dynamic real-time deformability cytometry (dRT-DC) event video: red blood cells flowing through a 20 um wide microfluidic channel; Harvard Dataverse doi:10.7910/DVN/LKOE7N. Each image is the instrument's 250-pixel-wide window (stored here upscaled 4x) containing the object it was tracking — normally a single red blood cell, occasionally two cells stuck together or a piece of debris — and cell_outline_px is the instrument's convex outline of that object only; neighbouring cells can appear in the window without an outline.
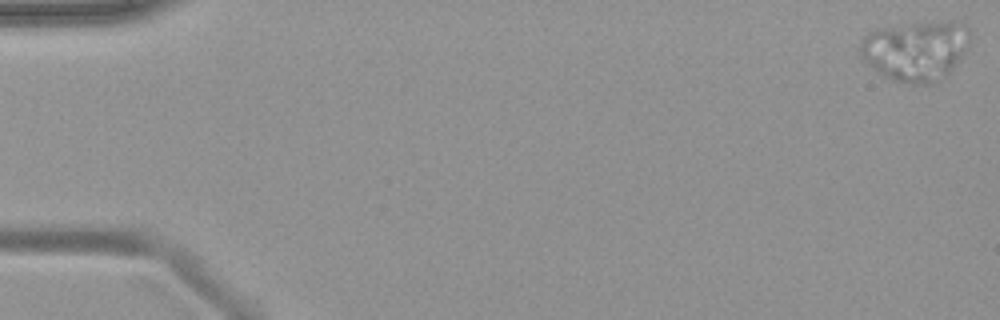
{"species": "common noctule bat (a hibernating species)", "species_latin": "Nyctalus noctula", "temperature_condition": "warm", "stored_images_in_passage": 51, "camera_frame_rate_fps": 3000, "um_per_image_px": 0.085, "animal": {"sex": "female", "body_mass_g": 19.9}, "frame": {"image": 1, "passage_image": 1, "time_ms": 0.0, "image_size_px": [1000, 320], "cell_outline_px": [[968, 48], [956, 64], [944, 76], [928, 84], [912, 84], [896, 80], [884, 76], [868, 64], [864, 60], [860, 52], [860, 40], [868, 32], [876, 28], [908, 24], [960, 24], [968, 28]], "centroid_in_image_um": [77.77, 4.32], "position_along_channel_um": 7.2, "area_um2": 37.28}}
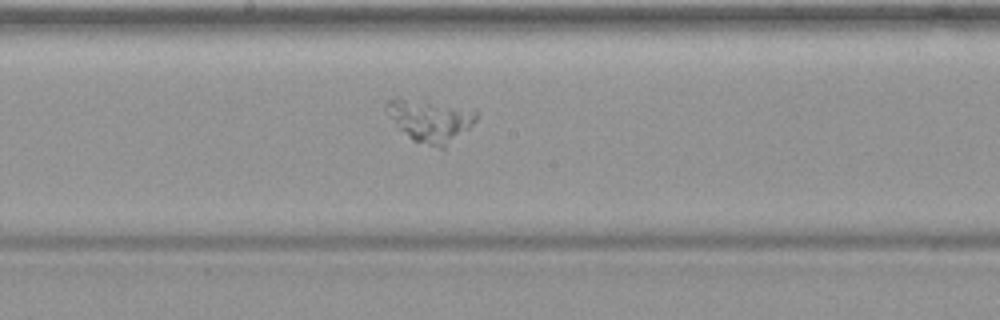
{"frame": {"image": 2, "passage_image": 28, "time_ms": 9.0, "image_size_px": [1000, 320], "cell_outline_px": [[476, 120], [468, 128], [444, 148], [440, 148], [412, 140], [396, 128], [384, 112], [384, 104], [388, 100], [396, 96], [400, 96], [476, 108]], "centroid_in_image_um": [36.49, 10.18], "position_along_channel_um": 211.7, "area_um2": 23.0}}
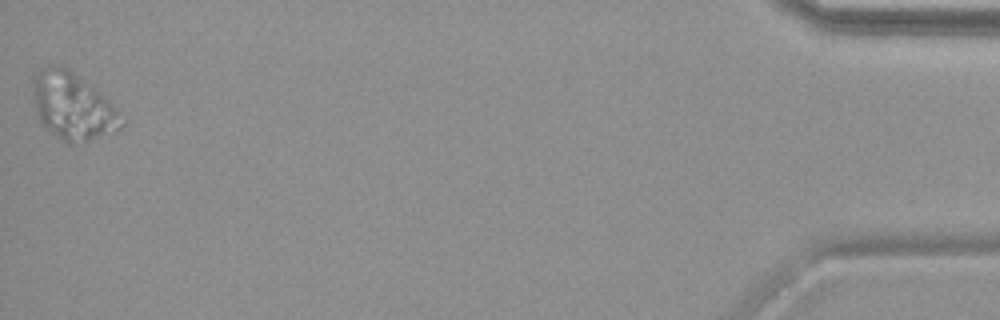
{"frame": {"image": 3, "passage_image": 51, "time_ms": 16.667, "image_size_px": [1000, 320], "cell_outline_px": [[124, 124], [120, 128], [88, 140], [72, 144], [68, 144], [52, 132], [40, 120], [36, 112], [32, 80], [44, 68], [60, 64], [68, 68], [92, 88], [124, 120]], "centroid_in_image_um": [6.12, 9.04], "position_along_channel_um": 429.1, "area_um2": 32.77}}